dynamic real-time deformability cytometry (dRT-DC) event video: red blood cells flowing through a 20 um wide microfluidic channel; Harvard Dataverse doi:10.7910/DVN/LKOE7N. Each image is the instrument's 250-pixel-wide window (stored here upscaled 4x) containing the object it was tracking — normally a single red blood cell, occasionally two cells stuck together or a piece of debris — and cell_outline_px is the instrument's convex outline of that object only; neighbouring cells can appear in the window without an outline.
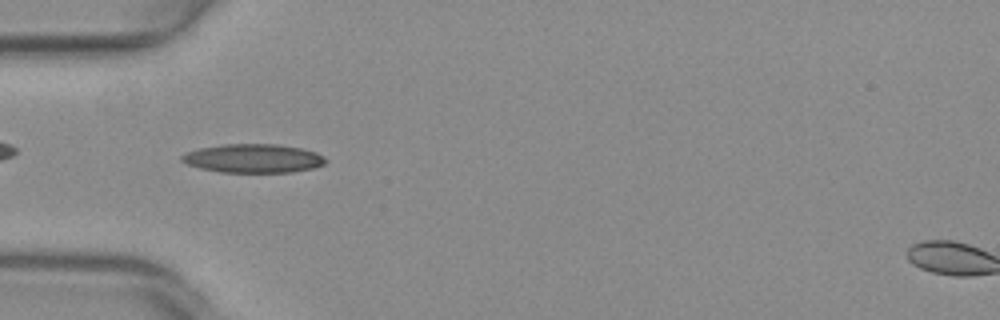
{"species": "common noctule bat (a hibernating species)", "species_latin": "Nyctalus noctula", "temperature_condition": "warm", "stored_images_in_passage": 37, "camera_frame_rate_fps": 3000, "um_per_image_px": 0.085, "animal": {"sex": "female", "body_mass_g": 29.2, "forearm_length_mm": 56.3}, "frame": {"image": 1, "passage_image": 2, "time_ms": 0.333, "image_size_px": [1000, 320], "cell_outline_px": [[328, 160], [324, 164], [312, 168], [292, 172], [220, 172], [200, 168], [188, 164], [180, 160], [180, 156], [188, 152], [200, 148], [224, 144], [276, 144], [300, 148], [316, 152], [324, 156]], "centroid_in_image_um": [21.54, 13.46], "position_along_channel_um": 63.5, "area_um2": 23.99}}
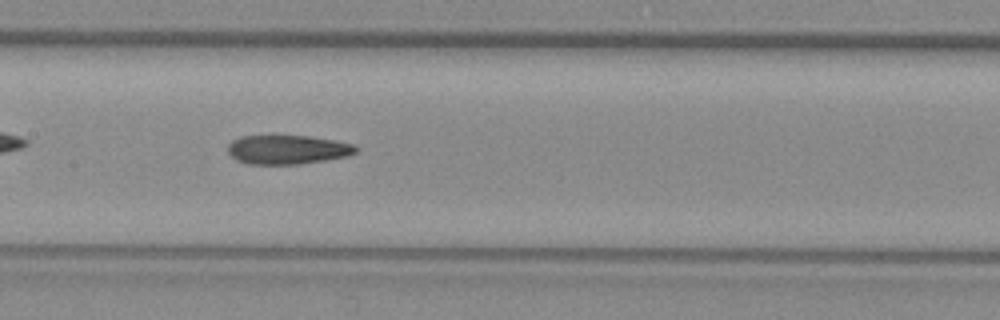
{"frame": {"image": 2, "passage_image": 11, "time_ms": 3.333, "image_size_px": [1000, 320], "cell_outline_px": [[356, 152], [348, 156], [300, 164], [248, 164], [236, 160], [228, 152], [228, 144], [232, 140], [240, 136], [308, 136], [332, 140], [352, 144], [356, 148]], "centroid_in_image_um": [24.39, 12.72], "position_along_channel_um": 183.0, "area_um2": 21.5}}
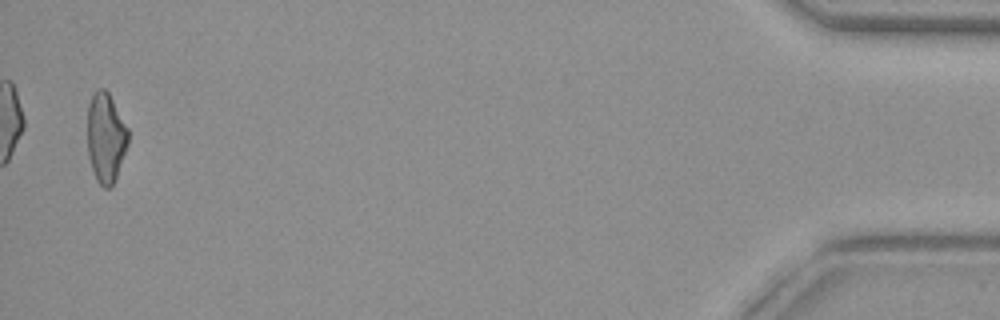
{"frame": {"image": 3, "passage_image": 36, "time_ms": 11.667, "image_size_px": [1000, 320], "cell_outline_px": [[128, 144], [116, 176], [112, 184], [108, 188], [104, 188], [96, 180], [88, 156], [88, 104], [96, 88], [104, 88], [108, 92], [128, 128]], "centroid_in_image_um": [8.98, 11.68], "position_along_channel_um": 426.2, "area_um2": 21.1}, "authors_computed_cell_mechanics": {"area_um2": 22.0796, "velocity_mm_per_s": 4.0253, "shape_relaxation_time_tau1_ms": null, "shape_relaxation_time_tau2_ms": 3.1916, "deformation_change_tau1": null, "deformation_change_tau2": 0.1272}}